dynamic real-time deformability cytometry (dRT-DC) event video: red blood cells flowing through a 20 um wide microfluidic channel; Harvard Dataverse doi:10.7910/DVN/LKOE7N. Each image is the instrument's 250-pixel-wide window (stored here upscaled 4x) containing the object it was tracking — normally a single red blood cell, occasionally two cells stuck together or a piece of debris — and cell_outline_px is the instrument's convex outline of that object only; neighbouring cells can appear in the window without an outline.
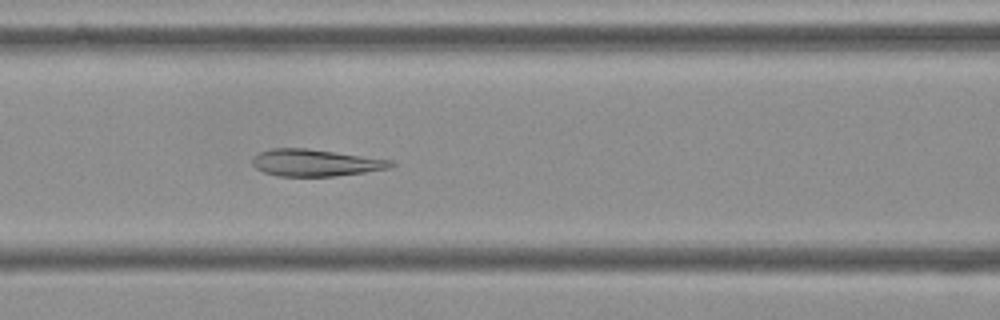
{"species": "Egyptian fruit bat (a non-hibernating species)", "species_latin": "Rousettus aegyptiacus", "temperature_condition": "cold", "stored_images_in_passage": 7, "camera_frame_rate_fps": 3000, "um_per_image_px": 0.085, "frame": {"image": 1, "passage_image": 7, "time_ms": 2.0, "image_size_px": [1000, 320], "cell_outline_px": [[396, 164], [392, 168], [336, 176], [276, 176], [264, 172], [256, 168], [252, 164], [252, 160], [260, 152], [272, 148], [308, 148], [392, 160]], "centroid_in_image_um": [26.84, 13.83], "position_along_channel_um": 139.8, "area_um2": 21.73}}